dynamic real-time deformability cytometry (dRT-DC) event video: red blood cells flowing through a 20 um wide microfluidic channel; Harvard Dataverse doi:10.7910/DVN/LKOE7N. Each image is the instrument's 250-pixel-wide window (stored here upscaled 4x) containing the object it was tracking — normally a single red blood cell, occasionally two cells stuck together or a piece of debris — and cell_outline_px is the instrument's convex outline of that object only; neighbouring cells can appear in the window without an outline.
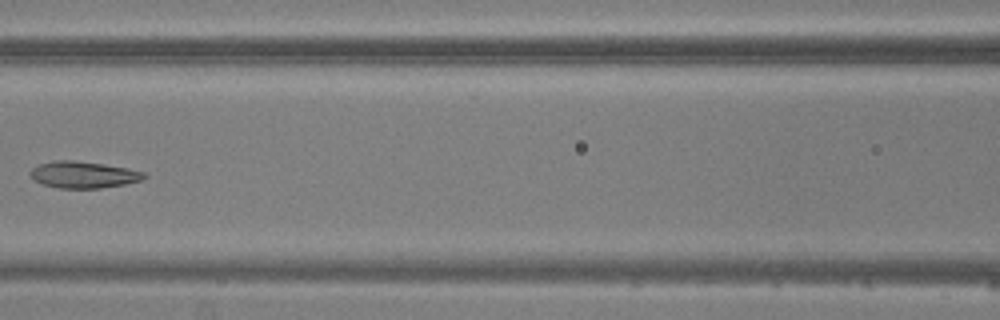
{"species": "common noctule bat (a hibernating species)", "species_latin": "Nyctalus noctula", "temperature_condition": "warm", "stored_images_in_passage": 6, "camera_frame_rate_fps": 3000, "um_per_image_px": 0.085, "animal": {"sex": "male", "body_mass_g": 20.5, "forearm_length_mm": 52.5}, "frame": {"image": 1, "passage_image": 6, "time_ms": 6.667, "image_size_px": [1000, 320], "cell_outline_px": [[148, 176], [140, 180], [124, 184], [100, 188], [60, 188], [44, 184], [32, 180], [28, 172], [32, 168], [40, 164], [56, 160], [72, 160], [104, 164], [144, 172]], "centroid_in_image_um": [7.04, 14.85], "position_along_channel_um": 159.6, "area_um2": 17.51}}